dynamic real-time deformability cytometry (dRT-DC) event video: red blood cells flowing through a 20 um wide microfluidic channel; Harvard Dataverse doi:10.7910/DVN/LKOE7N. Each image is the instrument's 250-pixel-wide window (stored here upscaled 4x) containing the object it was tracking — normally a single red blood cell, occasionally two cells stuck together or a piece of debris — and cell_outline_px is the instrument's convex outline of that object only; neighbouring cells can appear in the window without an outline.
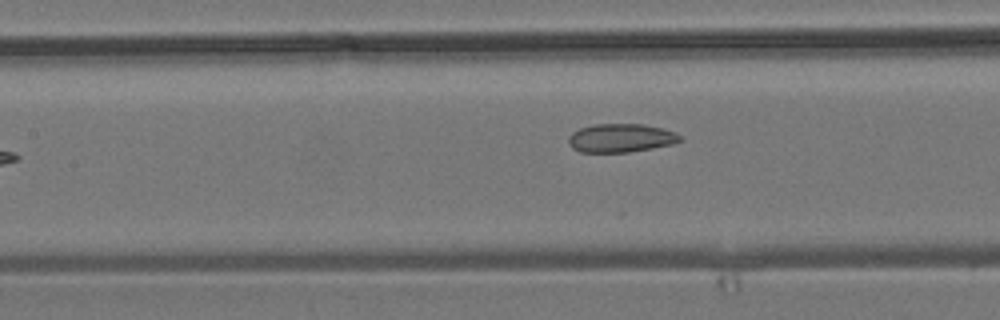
{"species": "common noctule bat (a hibernating species)", "species_latin": "Nyctalus noctula", "temperature_condition": "room temperature", "stored_images_in_passage": 7, "camera_frame_rate_fps": 3000, "um_per_image_px": 0.085, "animal": {"sex": "male", "body_mass_g": 19.2, "forearm_length_mm": 51.8}, "frame": {"image": 1, "passage_image": 7, "time_ms": 8.0, "image_size_px": [1000, 320], "cell_outline_px": [[680, 140], [672, 144], [652, 148], [628, 152], [580, 152], [572, 148], [568, 144], [568, 136], [572, 132], [580, 128], [592, 124], [644, 124], [664, 128], [676, 132], [680, 136]], "centroid_in_image_um": [52.74, 11.72], "position_along_channel_um": 154.7, "area_um2": 18.67}}